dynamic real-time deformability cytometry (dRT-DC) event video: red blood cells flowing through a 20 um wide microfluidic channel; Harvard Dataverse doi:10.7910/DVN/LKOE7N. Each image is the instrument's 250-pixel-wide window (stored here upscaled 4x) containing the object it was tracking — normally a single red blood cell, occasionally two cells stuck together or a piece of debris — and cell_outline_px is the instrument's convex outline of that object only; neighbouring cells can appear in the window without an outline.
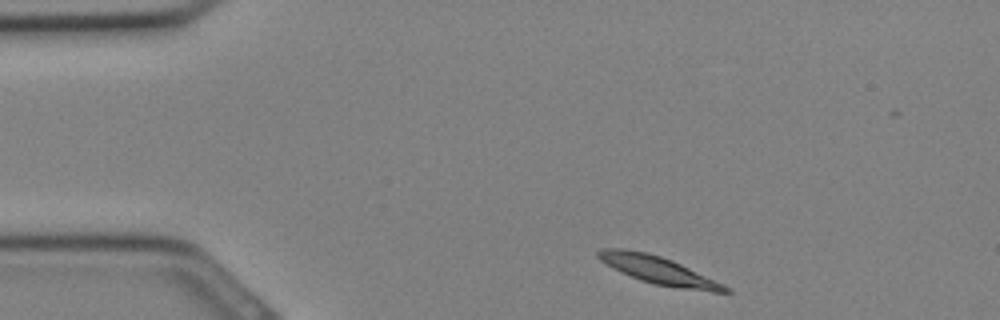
{"species": "Egyptian fruit bat (a non-hibernating species)", "species_latin": "Rousettus aegyptiacus", "temperature_condition": "cold", "stored_images_in_passage": 26, "camera_frame_rate_fps": 3000, "um_per_image_px": 0.085, "animal": {"sex": "female"}, "frame": {"image": 1, "passage_image": 1, "time_ms": 0.0, "image_size_px": [1000, 320], "cell_outline_px": [[732, 292], [712, 292], [680, 288], [652, 284], [640, 280], [612, 268], [600, 260], [596, 256], [596, 252], [604, 248], [624, 248], [648, 252], [672, 260], [724, 284], [732, 288]], "centroid_in_image_um": [55.97, 22.97], "position_along_channel_um": 29.0, "area_um2": 20.58}}
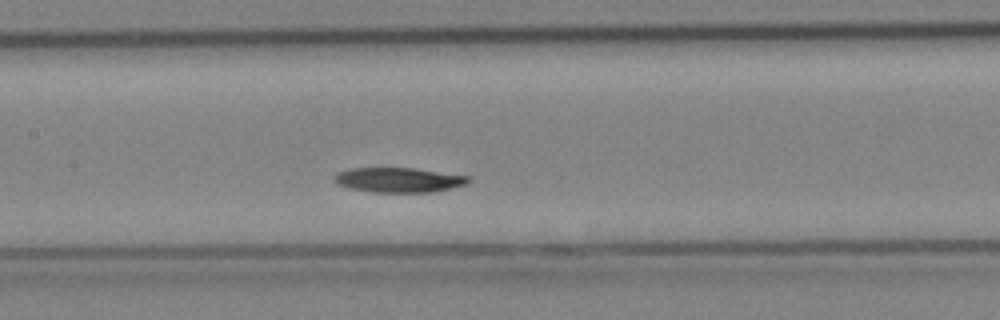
{"frame": {"image": 2, "passage_image": 11, "time_ms": 3.333, "image_size_px": [1000, 320], "cell_outline_px": [[472, 180], [468, 184], [436, 192], [372, 192], [348, 188], [336, 184], [336, 176], [340, 172], [352, 168], [412, 168], [472, 176]], "centroid_in_image_um": [33.99, 15.3], "position_along_channel_um": 173.4, "area_um2": 19.42}}
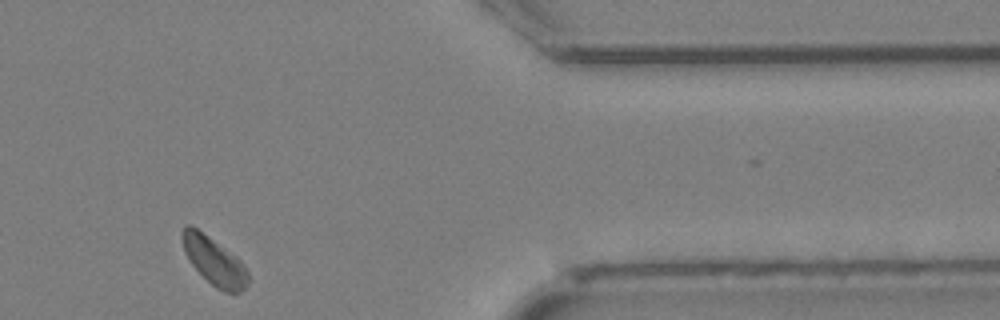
{"frame": {"image": 3, "passage_image": 23, "time_ms": 7.333, "image_size_px": [1000, 320], "cell_outline_px": [[248, 284], [240, 292], [224, 292], [216, 288], [192, 264], [184, 252], [180, 236], [184, 228], [188, 224], [196, 228], [236, 256], [244, 264], [248, 272]], "centroid_in_image_um": [18.21, 22.19], "position_along_channel_um": 393.2, "area_um2": 17.98}}